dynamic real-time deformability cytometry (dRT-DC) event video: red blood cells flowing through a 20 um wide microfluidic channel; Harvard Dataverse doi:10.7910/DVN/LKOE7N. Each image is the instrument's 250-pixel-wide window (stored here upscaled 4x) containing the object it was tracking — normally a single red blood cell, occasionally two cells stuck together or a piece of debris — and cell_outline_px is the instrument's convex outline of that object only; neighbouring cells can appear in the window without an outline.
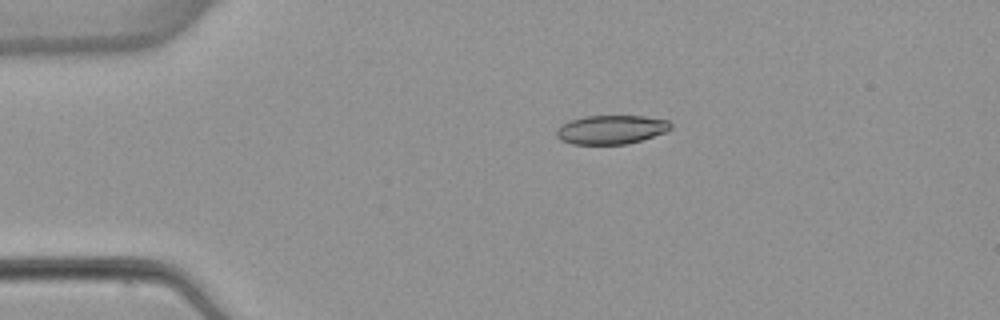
{"species": "common noctule bat (a hibernating species)", "species_latin": "Nyctalus noctula", "temperature_condition": "warm", "stored_images_in_passage": 5, "camera_frame_rate_fps": 3000, "um_per_image_px": 0.085, "animal": {"sex": "female", "body_mass_g": 22.7, "forearm_length_mm": 54.2}, "frame": {"image": 1, "passage_image": 3, "time_ms": 2.333, "image_size_px": [1000, 320], "cell_outline_px": [[672, 128], [664, 132], [628, 144], [572, 144], [560, 140], [556, 136], [556, 128], [568, 120], [584, 116], [644, 116], [668, 120], [672, 124]], "centroid_in_image_um": [51.91, 11.01], "position_along_channel_um": 33.1, "area_um2": 19.31}}
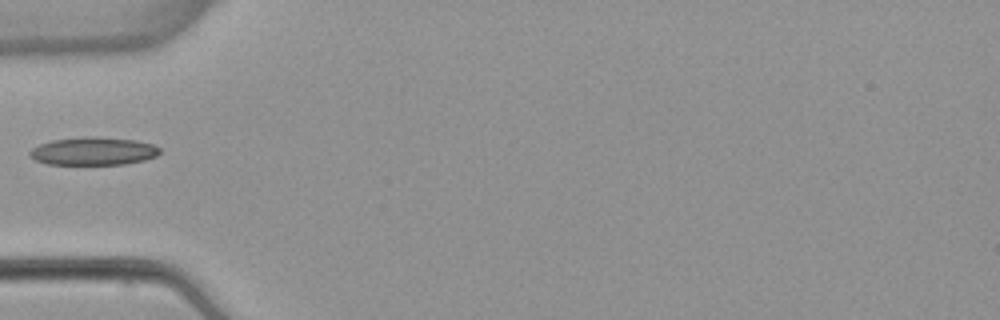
{"frame": {"image": 2, "passage_image": 5, "time_ms": 4.667, "image_size_px": [1000, 320], "cell_outline_px": [[160, 152], [156, 156], [144, 160], [124, 164], [48, 164], [36, 160], [28, 156], [28, 152], [32, 148], [40, 144], [52, 140], [88, 136], [92, 136], [136, 140], [152, 144], [160, 148]], "centroid_in_image_um": [7.92, 12.84], "position_along_channel_um": 77.1, "area_um2": 21.15}}